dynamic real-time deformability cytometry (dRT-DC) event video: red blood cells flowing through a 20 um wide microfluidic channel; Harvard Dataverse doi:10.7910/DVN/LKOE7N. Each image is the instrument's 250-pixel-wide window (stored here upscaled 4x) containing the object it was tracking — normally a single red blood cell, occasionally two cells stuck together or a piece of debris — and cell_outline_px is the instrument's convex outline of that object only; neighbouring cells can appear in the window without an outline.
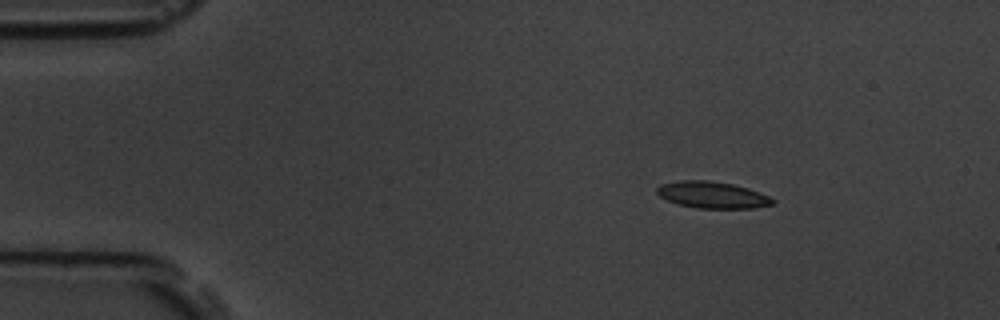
{"species": "common noctule bat (a hibernating species)", "species_latin": "Nyctalus noctula", "temperature_condition": "room temperature", "stored_images_in_passage": 3, "camera_frame_rate_fps": 3000, "um_per_image_px": 0.085, "animal": {"sex": "male", "body_mass_g": 19.5, "forearm_length_mm": 54.6}, "frame": {"image": 1, "passage_image": 1, "time_ms": 0.0, "image_size_px": [1000, 320], "cell_outline_px": [[776, 200], [772, 204], [752, 208], [696, 208], [680, 204], [668, 200], [660, 196], [656, 192], [656, 188], [660, 184], [680, 180], [708, 180], [732, 184], [748, 188], [760, 192]], "centroid_in_image_um": [60.54, 16.56], "position_along_channel_um": 24.5, "area_um2": 17.86}}